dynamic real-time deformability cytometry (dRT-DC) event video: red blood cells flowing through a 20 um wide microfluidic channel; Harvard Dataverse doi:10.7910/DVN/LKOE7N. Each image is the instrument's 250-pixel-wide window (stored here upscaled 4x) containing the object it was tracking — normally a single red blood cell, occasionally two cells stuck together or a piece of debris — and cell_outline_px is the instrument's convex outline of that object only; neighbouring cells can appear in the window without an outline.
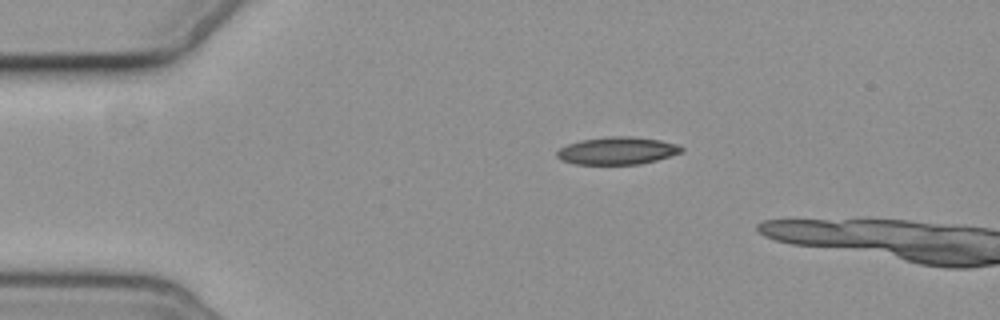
{"species": "common noctule bat (a hibernating species)", "species_latin": "Nyctalus noctula", "temperature_condition": "cold", "stored_images_in_passage": 4, "segment_of_instrument_passage": [1, 2], "camera_frame_rate_fps": 3000, "um_per_image_px": 0.085, "animal": {"sex": "female", "body_mass_g": 19.3, "forearm_length_mm": 54.1}, "frame": {"image": 1, "passage_image": 1, "time_ms": 0.0, "image_size_px": [1000, 320], "cell_outline_px": [[684, 152], [656, 160], [640, 164], [576, 164], [560, 160], [556, 156], [556, 152], [560, 148], [568, 144], [580, 140], [612, 136], [628, 136], [660, 140], [676, 144], [684, 148]], "centroid_in_image_um": [52.46, 12.81], "position_along_channel_um": 32.5, "area_um2": 19.94}}
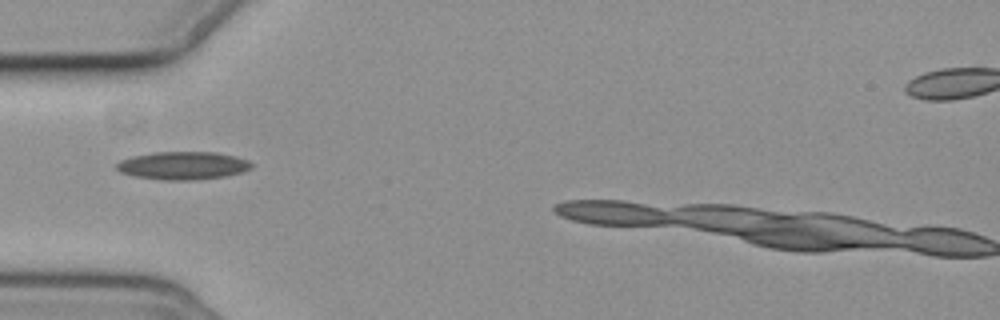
{"frame": {"image": 2, "passage_image": 3, "time_ms": 2.333, "image_size_px": [1000, 320], "cell_outline_px": [[252, 168], [240, 172], [224, 176], [196, 180], [164, 180], [132, 176], [120, 172], [116, 168], [116, 164], [120, 160], [132, 156], [156, 152], [216, 152], [236, 156], [248, 160], [252, 164]], "centroid_in_image_um": [15.53, 14.07], "position_along_channel_um": 69.5, "area_um2": 22.02}}